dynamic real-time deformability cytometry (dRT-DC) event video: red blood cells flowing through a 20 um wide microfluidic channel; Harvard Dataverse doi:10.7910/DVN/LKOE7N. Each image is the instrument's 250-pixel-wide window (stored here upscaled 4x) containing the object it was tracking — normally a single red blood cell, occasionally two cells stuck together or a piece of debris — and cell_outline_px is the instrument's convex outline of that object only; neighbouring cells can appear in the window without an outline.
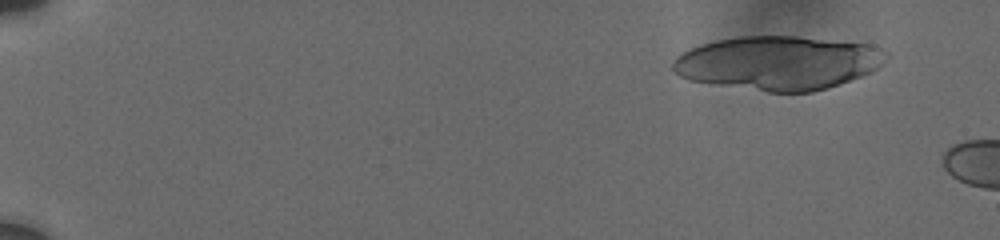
{"species": "human", "species_latin": "Homo sapiens", "temperature_condition": "cold", "stored_images_in_passage": 17, "camera_frame_rate_fps": 3000, "um_per_image_px": 0.085, "donor": {"sex": "male"}, "frame": {"image": 1, "passage_image": 4, "time_ms": 1.333, "image_size_px": [1000, 240], "cell_outline_px": [[892, 56], [872, 72], [840, 84], [828, 88], [812, 92], [768, 92], [688, 80], [672, 72], [672, 60], [676, 56], [692, 48], [716, 40], [740, 36], [796, 36], [872, 44], [884, 48]], "centroid_in_image_um": [66.2, 5.34], "position_along_channel_um": 18.8, "area_um2": 67.45}}